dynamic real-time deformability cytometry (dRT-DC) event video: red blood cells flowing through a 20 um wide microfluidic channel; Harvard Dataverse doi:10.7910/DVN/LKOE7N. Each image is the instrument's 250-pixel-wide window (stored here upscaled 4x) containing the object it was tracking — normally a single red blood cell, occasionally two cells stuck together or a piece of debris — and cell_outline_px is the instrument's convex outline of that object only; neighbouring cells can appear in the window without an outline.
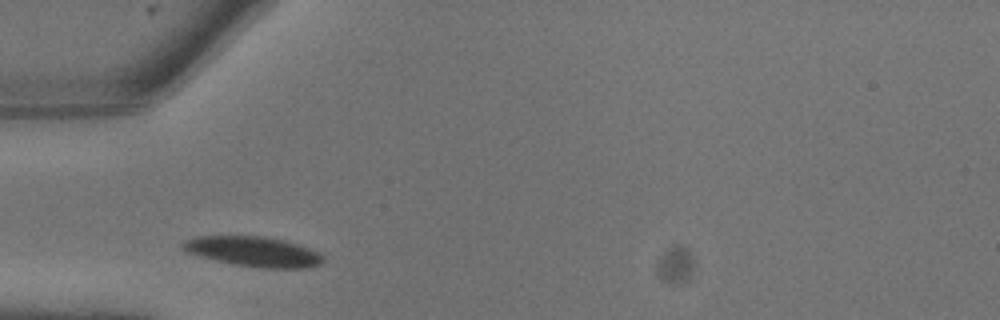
{"species": "common noctule bat (a hibernating species)", "species_latin": "Nyctalus noctula", "temperature_condition": "warm", "stored_images_in_passage": 8, "camera_frame_rate_fps": 3000, "um_per_image_px": 0.085, "animal": {"sex": "male", "body_mass_g": 13.3}, "frame": {"image": 1, "passage_image": 1, "time_ms": 0.0, "image_size_px": [1000, 320], "cell_outline_px": [[324, 260], [320, 264], [308, 268], [260, 268], [236, 264], [216, 260], [188, 252], [180, 248], [180, 244], [184, 240], [196, 236], [260, 236], [280, 240], [296, 244], [308, 248], [324, 256]], "centroid_in_image_um": [21.52, 21.38], "position_along_channel_um": 63.5, "area_um2": 24.22}}
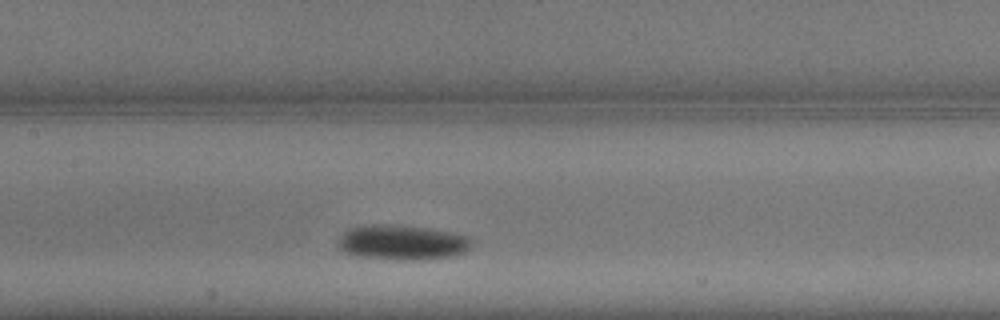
{"frame": {"image": 2, "passage_image": 5, "time_ms": 1.333, "image_size_px": [1000, 320], "cell_outline_px": [[472, 244], [464, 252], [456, 256], [416, 260], [404, 260], [360, 256], [344, 252], [336, 248], [336, 244], [340, 236], [344, 232], [352, 228], [380, 224], [424, 228], [448, 232], [468, 236], [472, 240]], "centroid_in_image_um": [34.17, 20.63], "position_along_channel_um": 173.2, "area_um2": 26.82}}
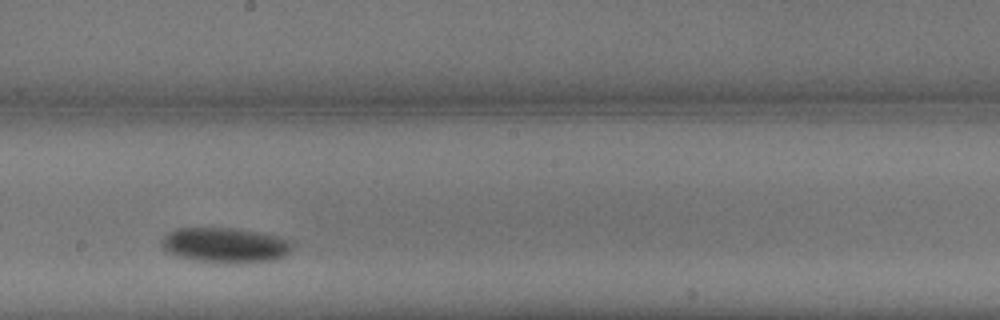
{"frame": {"image": 3, "passage_image": 7, "time_ms": 2.0, "image_size_px": [1000, 320], "cell_outline_px": [[292, 248], [284, 256], [276, 260], [236, 264], [228, 264], [196, 260], [176, 256], [168, 252], [164, 248], [160, 240], [168, 232], [176, 228], [232, 228], [260, 232], [276, 236], [292, 244]], "centroid_in_image_um": [19.11, 20.85], "position_along_channel_um": 229.1, "area_um2": 26.76}}